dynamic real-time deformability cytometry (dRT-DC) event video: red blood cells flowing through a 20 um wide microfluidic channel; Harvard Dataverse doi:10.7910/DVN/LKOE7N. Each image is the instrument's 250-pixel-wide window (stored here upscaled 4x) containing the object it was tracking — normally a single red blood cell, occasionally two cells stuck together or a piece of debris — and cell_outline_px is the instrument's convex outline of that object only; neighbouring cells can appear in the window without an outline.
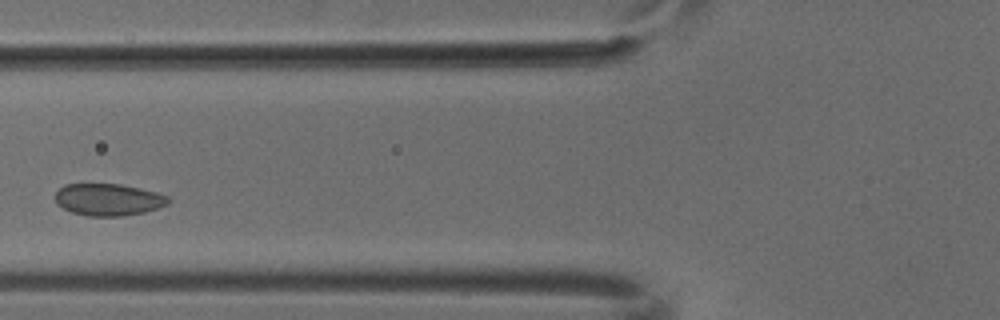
{"species": "common noctule bat (a hibernating species)", "species_latin": "Nyctalus noctula", "temperature_condition": "cold", "stored_images_in_passage": 4, "camera_frame_rate_fps": 3000, "um_per_image_px": 0.085, "animal": {"sex": "male", "body_mass_g": 18.8}, "frame": {"image": 1, "passage_image": 3, "time_ms": 0.667, "image_size_px": [1000, 320], "cell_outline_px": [[168, 204], [144, 212], [124, 216], [88, 216], [72, 212], [56, 204], [56, 192], [64, 184], [120, 184], [140, 188], [156, 192], [168, 196]], "centroid_in_image_um": [9.19, 16.96], "position_along_channel_um": 116.6, "area_um2": 20.98}}
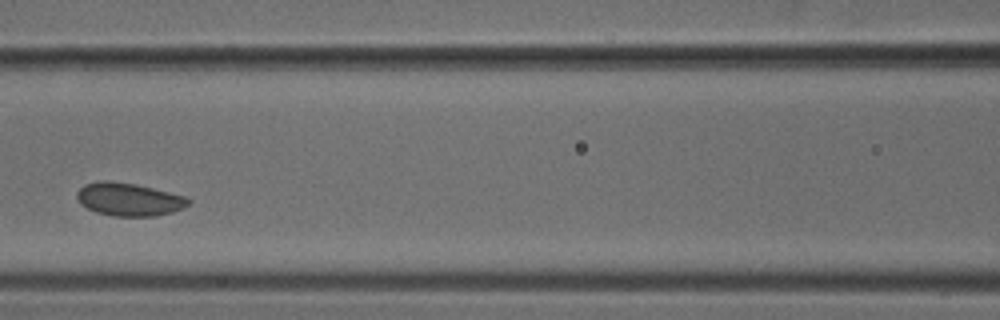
{"frame": {"image": 2, "passage_image": 4, "time_ms": 1.0, "image_size_px": [1000, 320], "cell_outline_px": [[192, 200], [184, 208], [172, 212], [156, 216], [112, 216], [96, 212], [80, 204], [76, 200], [76, 192], [84, 184], [100, 180], [108, 180], [136, 184], [184, 196]], "centroid_in_image_um": [10.92, 16.94], "position_along_channel_um": 155.7, "area_um2": 21.56}}